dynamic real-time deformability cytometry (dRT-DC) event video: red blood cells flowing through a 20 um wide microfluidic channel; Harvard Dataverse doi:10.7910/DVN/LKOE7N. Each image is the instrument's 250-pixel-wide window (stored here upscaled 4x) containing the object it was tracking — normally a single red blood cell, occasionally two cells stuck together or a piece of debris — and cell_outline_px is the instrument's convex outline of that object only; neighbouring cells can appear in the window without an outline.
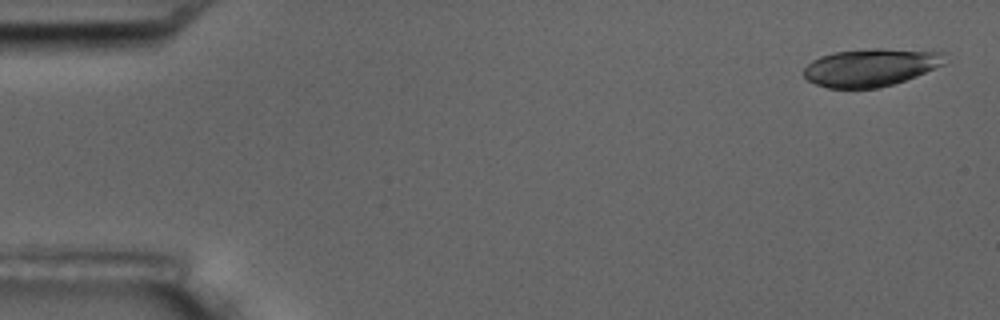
{"species": "common noctule bat (a hibernating species)", "species_latin": "Nyctalus noctula", "temperature_condition": "room temperature", "stored_images_in_passage": 5, "camera_frame_rate_fps": 3000, "um_per_image_px": 0.085, "animal": {"sex": "male", "body_mass_g": 17.5, "forearm_length_mm": 52.3}, "frame": {"image": 1, "passage_image": 1, "time_ms": 0.0, "image_size_px": [1000, 320], "cell_outline_px": [[944, 64], [916, 76], [892, 84], [876, 88], [828, 88], [816, 84], [808, 80], [804, 76], [804, 68], [812, 60], [820, 56], [836, 52], [872, 48], [884, 48], [944, 52]], "centroid_in_image_um": [73.99, 5.72], "position_along_channel_um": 11.0, "area_um2": 30.81}}